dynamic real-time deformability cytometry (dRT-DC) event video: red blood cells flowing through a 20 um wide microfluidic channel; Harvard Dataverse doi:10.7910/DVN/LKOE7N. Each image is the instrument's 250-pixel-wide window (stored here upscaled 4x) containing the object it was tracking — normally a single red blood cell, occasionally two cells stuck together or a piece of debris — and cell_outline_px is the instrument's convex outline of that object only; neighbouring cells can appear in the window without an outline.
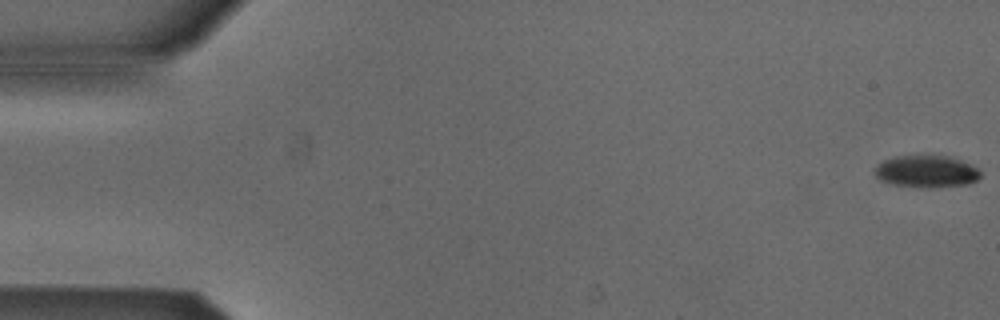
{"species": "Egyptian fruit bat (a non-hibernating species)", "species_latin": "Rousettus aegyptiacus", "temperature_condition": "cold", "stored_images_in_passage": 53, "camera_frame_rate_fps": 3000, "um_per_image_px": 0.085, "animal": {"sex": "male"}, "frame": {"image": 1, "passage_image": 1, "time_ms": 0.0, "image_size_px": [1000, 320], "cell_outline_px": [[980, 176], [976, 180], [968, 184], [932, 188], [920, 188], [896, 184], [880, 180], [872, 172], [884, 160], [896, 156], [948, 156], [960, 160], [976, 168], [980, 172]], "centroid_in_image_um": [78.73, 14.59], "position_along_channel_um": 6.3, "area_um2": 19.54}}
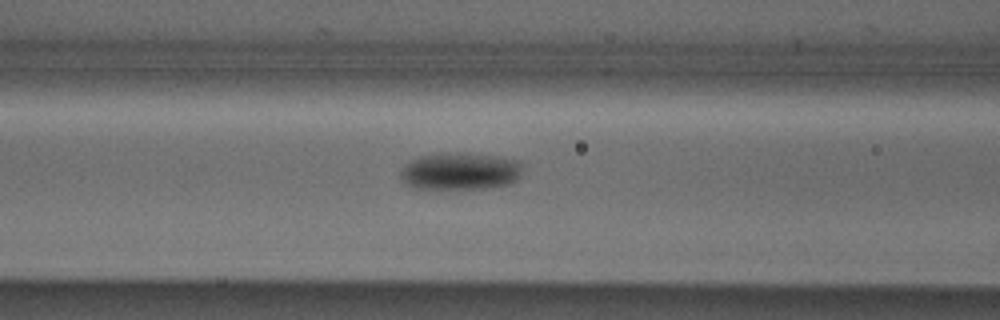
{"frame": {"image": 2, "passage_image": 22, "time_ms": 7.0, "image_size_px": [1000, 320], "cell_outline_px": [[520, 176], [516, 180], [508, 184], [488, 188], [440, 192], [412, 188], [400, 180], [400, 168], [408, 160], [420, 156], [436, 152], [468, 152], [496, 156], [520, 160]], "centroid_in_image_um": [39.0, 14.58], "position_along_channel_um": 127.6, "area_um2": 28.15}}
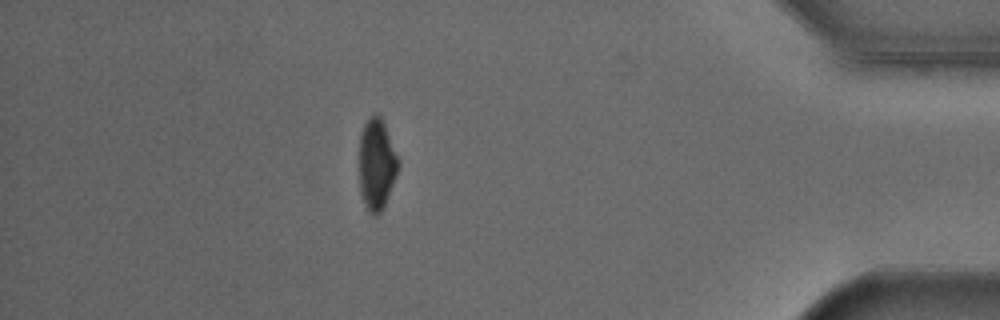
{"frame": {"image": 3, "passage_image": 47, "time_ms": 15.333, "image_size_px": [1000, 320], "cell_outline_px": [[400, 164], [396, 176], [384, 208], [376, 216], [372, 216], [368, 212], [364, 204], [360, 192], [360, 132], [364, 124], [376, 112], [380, 116], [384, 124], [400, 160]], "centroid_in_image_um": [32.02, 14.0], "position_along_channel_um": 403.2, "area_um2": 20.87}, "authors_computed_cell_mechanics": {"area_um2": 22.7732, "velocity_mm_per_s": 3.8802, "shape_relaxation_time_tau1_ms": 2.7215, "shape_relaxation_time_tau2_ms": null, "deformation_change_tau1": 0.0817, "deformation_change_tau2": null}}